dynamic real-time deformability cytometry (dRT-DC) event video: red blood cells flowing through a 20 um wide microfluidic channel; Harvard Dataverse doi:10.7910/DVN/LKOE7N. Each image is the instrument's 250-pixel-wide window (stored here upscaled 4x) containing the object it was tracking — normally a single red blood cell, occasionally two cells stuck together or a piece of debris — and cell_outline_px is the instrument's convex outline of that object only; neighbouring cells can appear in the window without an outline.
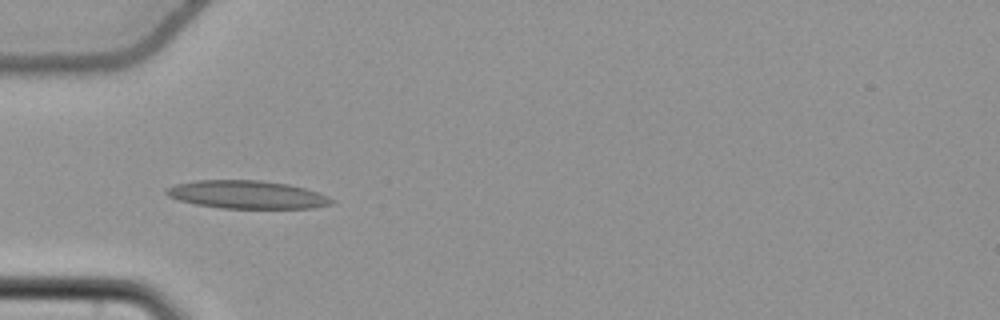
{"species": "common noctule bat (a hibernating species)", "species_latin": "Nyctalus noctula", "temperature_condition": "cold", "stored_images_in_passage": 44, "camera_frame_rate_fps": 3000, "um_per_image_px": 0.085, "animal": {"sex": "female", "body_mass_g": 22.7, "forearm_length_mm": 54.2}, "frame": {"image": 1, "passage_image": 7, "time_ms": 2.0, "image_size_px": [1000, 320], "cell_outline_px": [[336, 200], [332, 204], [312, 208], [220, 208], [196, 204], [180, 200], [168, 196], [164, 192], [168, 188], [176, 184], [196, 180], [260, 180], [288, 184], [304, 188], [328, 196]], "centroid_in_image_um": [21.01, 16.54], "position_along_channel_um": 64.0, "area_um2": 26.88}}
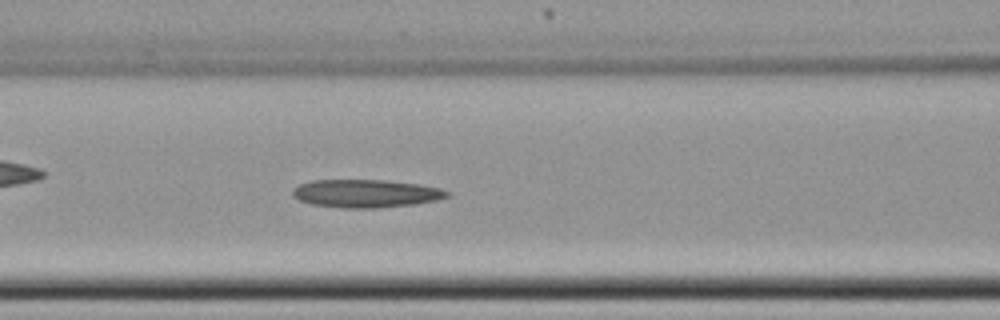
{"frame": {"image": 2, "passage_image": 13, "time_ms": 4.0, "image_size_px": [1000, 320], "cell_outline_px": [[452, 192], [448, 196], [436, 200], [416, 204], [376, 208], [348, 208], [312, 204], [300, 200], [292, 196], [292, 188], [300, 184], [312, 180], [384, 180], [416, 184], [440, 188]], "centroid_in_image_um": [31.09, 16.44], "position_along_channel_um": 135.5, "area_um2": 25.14}}
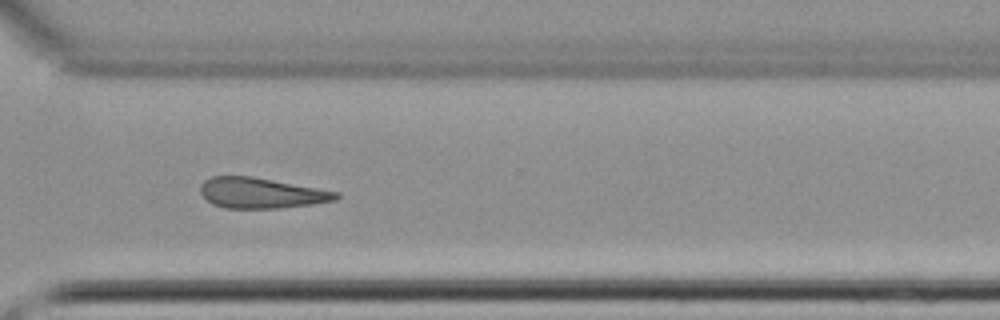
{"frame": {"image": 3, "passage_image": 30, "time_ms": 9.667, "image_size_px": [1000, 320], "cell_outline_px": [[340, 196], [336, 200], [312, 204], [280, 208], [224, 208], [212, 204], [200, 192], [200, 184], [204, 180], [212, 176], [252, 176], [340, 192]], "centroid_in_image_um": [22.2, 16.4], "position_along_channel_um": 348.4, "area_um2": 24.16}}